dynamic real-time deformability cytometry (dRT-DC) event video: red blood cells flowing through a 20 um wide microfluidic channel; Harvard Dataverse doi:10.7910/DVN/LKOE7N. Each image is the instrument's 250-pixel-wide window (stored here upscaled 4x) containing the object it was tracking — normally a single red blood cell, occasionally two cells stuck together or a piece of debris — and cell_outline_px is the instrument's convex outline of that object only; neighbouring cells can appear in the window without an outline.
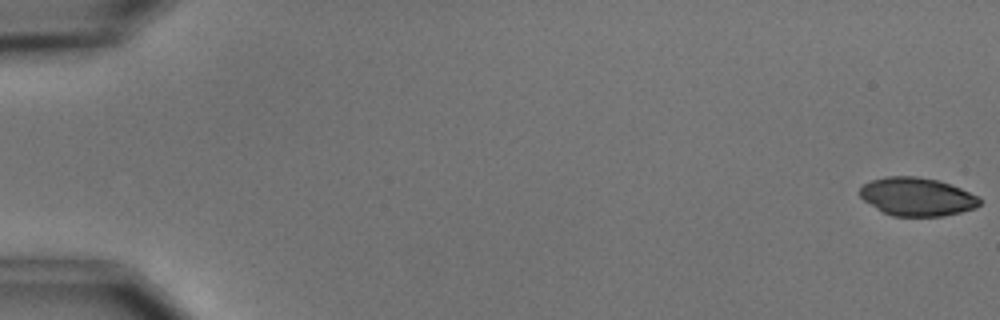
{"species": "common noctule bat (a hibernating species)", "species_latin": "Nyctalus noctula", "temperature_condition": "cold", "stored_images_in_passage": 55, "camera_frame_rate_fps": 3000, "um_per_image_px": 0.085, "animal": {"sex": "male", "body_mass_g": 15.6}, "frame": {"image": 1, "passage_image": 1, "time_ms": 0.0, "image_size_px": [1000, 320], "cell_outline_px": [[980, 204], [976, 208], [944, 216], [892, 216], [876, 208], [864, 200], [860, 196], [860, 188], [864, 184], [872, 180], [888, 176], [916, 176], [940, 180], [960, 188], [976, 196], [980, 200]], "centroid_in_image_um": [77.94, 16.72], "position_along_channel_um": 7.1, "area_um2": 26.59}}
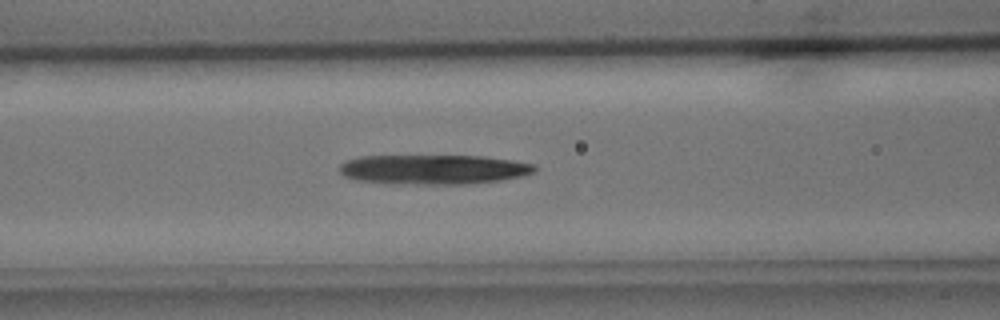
{"frame": {"image": 2, "passage_image": 24, "time_ms": 7.667, "image_size_px": [1000, 320], "cell_outline_px": [[536, 168], [532, 172], [524, 176], [500, 180], [464, 184], [396, 184], [356, 180], [344, 176], [340, 172], [340, 164], [348, 160], [360, 156], [484, 156], [512, 160], [536, 164]], "centroid_in_image_um": [36.85, 14.4], "position_along_channel_um": 129.8, "area_um2": 33.76}}
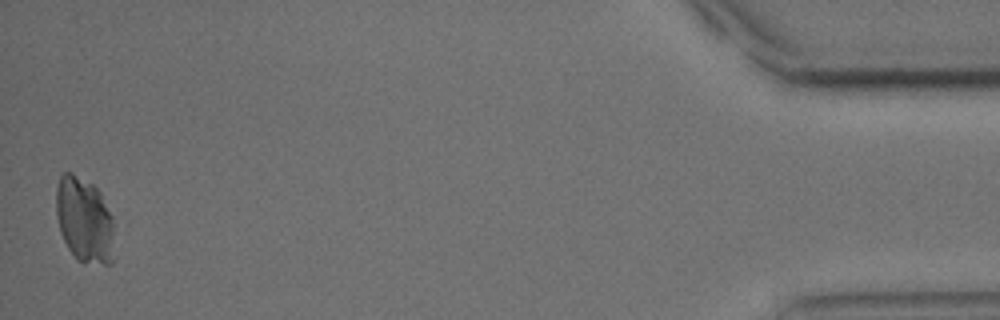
{"frame": {"image": 3, "passage_image": 55, "time_ms": 18.0, "image_size_px": [1000, 320], "cell_outline_px": [[112, 264], [104, 264], [76, 260], [68, 248], [60, 232], [56, 216], [56, 188], [60, 176], [64, 172], [72, 172], [92, 184], [100, 192], [112, 216]], "centroid_in_image_um": [7.14, 18.67], "position_along_channel_um": 428.1, "area_um2": 28.78}}